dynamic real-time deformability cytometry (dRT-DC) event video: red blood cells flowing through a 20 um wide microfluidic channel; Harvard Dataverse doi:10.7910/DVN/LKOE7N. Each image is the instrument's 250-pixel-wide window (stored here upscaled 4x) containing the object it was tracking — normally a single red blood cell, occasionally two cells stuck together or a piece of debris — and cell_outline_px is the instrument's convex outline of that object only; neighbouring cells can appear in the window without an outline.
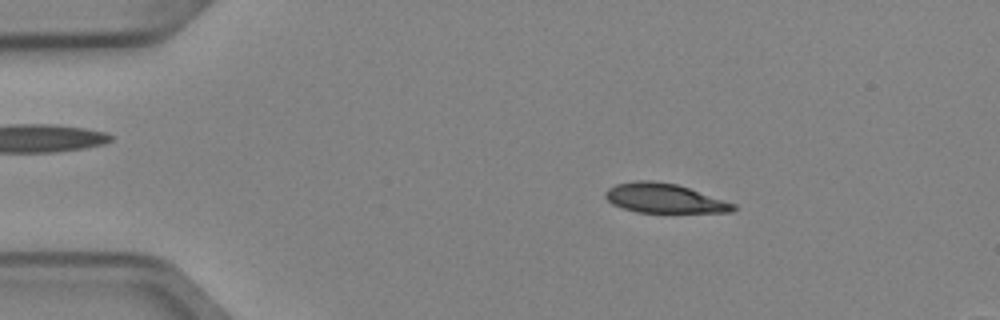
{"species": "Egyptian fruit bat (a non-hibernating species)", "species_latin": "Rousettus aegyptiacus", "temperature_condition": "cold", "stored_images_in_passage": 5, "camera_frame_rate_fps": 3000, "um_per_image_px": 0.085, "animal": {"sex": "female"}, "frame": {"image": 1, "passage_image": 2, "time_ms": 0.333, "image_size_px": [1000, 320], "cell_outline_px": [[736, 208], [732, 212], [636, 212], [612, 204], [604, 196], [604, 192], [608, 188], [616, 184], [636, 180], [648, 180], [676, 184], [736, 204]], "centroid_in_image_um": [56.43, 16.85], "position_along_channel_um": 28.6, "area_um2": 21.68}}
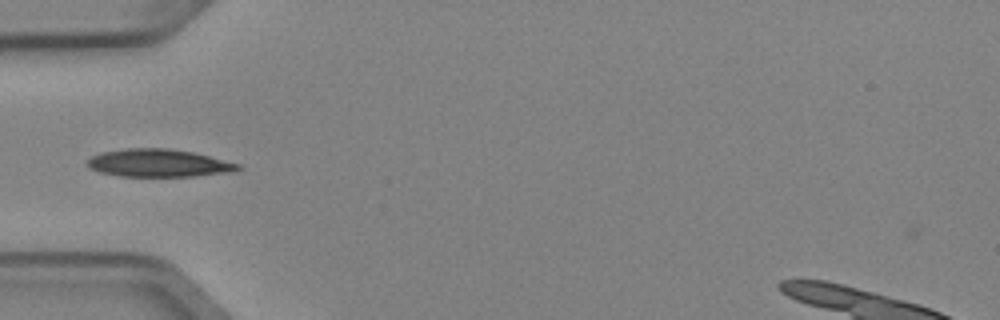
{"frame": {"image": 2, "passage_image": 4, "time_ms": 1.0, "image_size_px": [1000, 320], "cell_outline_px": [[240, 168], [232, 172], [196, 176], [120, 176], [96, 172], [88, 168], [88, 160], [92, 156], [104, 152], [128, 148], [168, 148], [192, 152], [240, 164]], "centroid_in_image_um": [13.46, 13.87], "position_along_channel_um": 71.5, "area_um2": 24.22}}
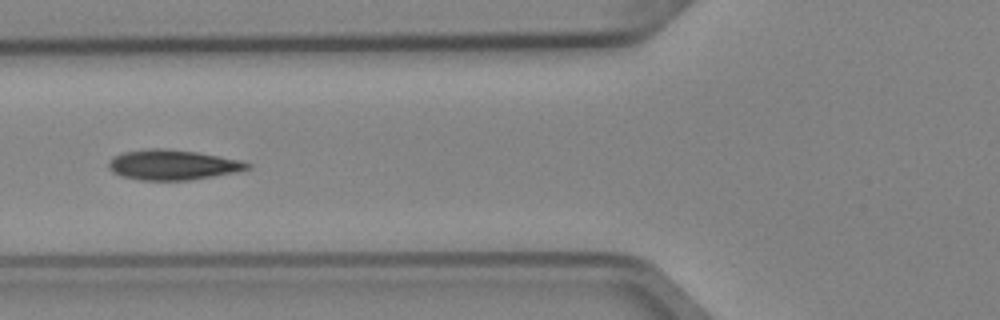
{"frame": {"image": 3, "passage_image": 5, "time_ms": 1.333, "image_size_px": [1000, 320], "cell_outline_px": [[252, 168], [236, 172], [188, 180], [140, 180], [120, 176], [112, 172], [108, 168], [108, 160], [124, 152], [152, 148], [160, 148], [196, 152], [240, 160], [252, 164]], "centroid_in_image_um": [14.66, 14.02], "position_along_channel_um": 111.1, "area_um2": 24.22}}